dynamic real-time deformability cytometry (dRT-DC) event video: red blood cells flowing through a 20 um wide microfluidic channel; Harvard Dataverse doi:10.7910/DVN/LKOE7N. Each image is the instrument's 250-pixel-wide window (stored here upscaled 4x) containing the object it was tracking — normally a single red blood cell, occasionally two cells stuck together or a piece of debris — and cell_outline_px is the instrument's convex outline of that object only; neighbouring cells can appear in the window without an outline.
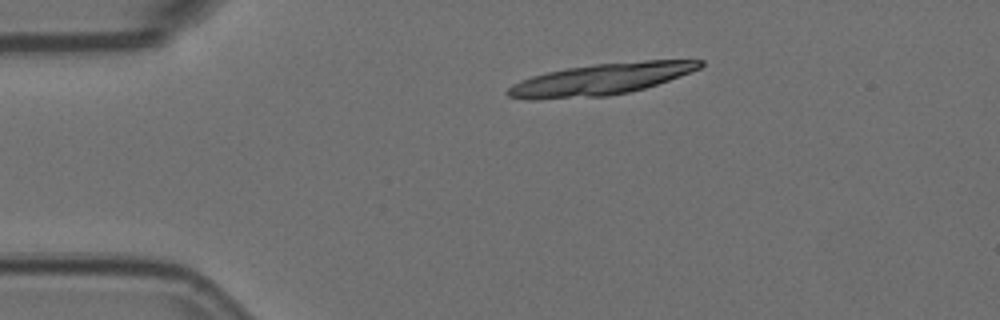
{"species": "Egyptian fruit bat (a non-hibernating species)", "species_latin": "Rousettus aegyptiacus", "temperature_condition": "room temperature", "stored_images_in_passage": 9, "camera_frame_rate_fps": 3000, "um_per_image_px": 0.085, "animal": {"sex": "female"}, "frame": {"image": 1, "passage_image": 1, "time_ms": 0.0, "image_size_px": [1000, 320], "cell_outline_px": [[704, 64], [700, 68], [680, 76], [644, 88], [628, 92], [608, 96], [536, 100], [524, 100], [508, 96], [504, 92], [512, 84], [520, 80], [532, 76], [548, 72], [568, 68], [596, 64], [644, 60], [704, 60]], "centroid_in_image_um": [51.02, 6.75], "position_along_channel_um": 34.0, "area_um2": 35.2}}